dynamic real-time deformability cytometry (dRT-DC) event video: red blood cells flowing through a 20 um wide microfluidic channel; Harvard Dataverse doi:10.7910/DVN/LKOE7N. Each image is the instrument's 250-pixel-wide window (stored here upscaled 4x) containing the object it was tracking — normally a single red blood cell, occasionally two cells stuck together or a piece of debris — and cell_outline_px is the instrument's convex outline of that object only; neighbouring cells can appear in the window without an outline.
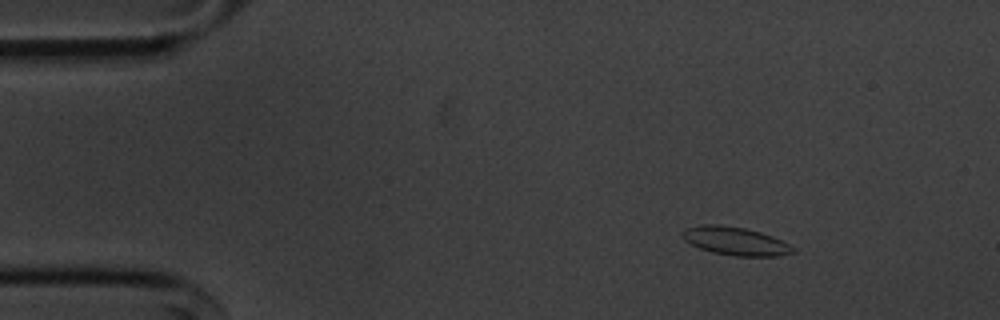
{"species": "common noctule bat (a hibernating species)", "species_latin": "Nyctalus noctula", "temperature_condition": "cold", "stored_images_in_passage": 49, "camera_frame_rate_fps": 3000, "um_per_image_px": 0.085, "animal": {"sex": "male", "body_mass_g": 20.1, "forearm_length_mm": 53.5}, "frame": {"image": 1, "passage_image": 1, "time_ms": 0.0, "image_size_px": [1000, 320], "cell_outline_px": [[796, 252], [780, 256], [732, 256], [712, 252], [700, 248], [684, 240], [680, 236], [680, 232], [684, 228], [700, 224], [716, 224], [744, 228], [760, 232], [772, 236], [796, 248]], "centroid_in_image_um": [62.47, 20.49], "position_along_channel_um": 22.5, "area_um2": 18.38}}
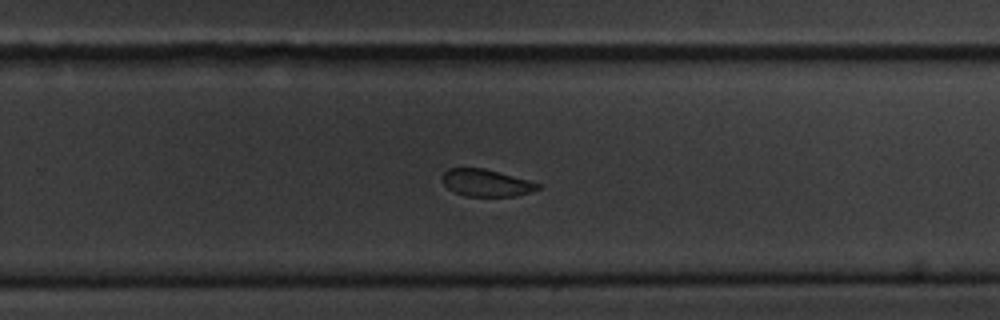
{"frame": {"image": 2, "passage_image": 29, "time_ms": 9.333, "image_size_px": [1000, 320], "cell_outline_px": [[540, 188], [516, 196], [464, 196], [448, 188], [440, 180], [440, 176], [448, 168], [484, 168], [528, 180], [540, 184]], "centroid_in_image_um": [41.27, 15.54], "position_along_channel_um": 288.5, "area_um2": 15.03}}
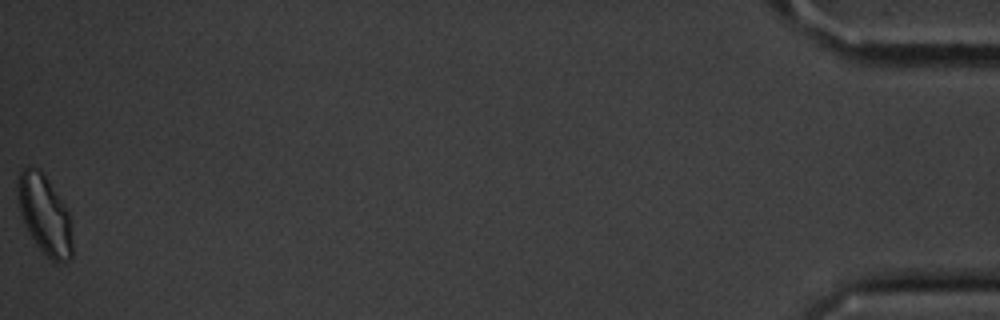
{"frame": {"image": 3, "passage_image": 49, "time_ms": 16.0, "image_size_px": [1000, 320], "cell_outline_px": [[72, 256], [68, 260], [52, 260], [36, 244], [28, 232], [24, 224], [20, 208], [20, 172], [28, 164], [40, 168], [68, 212], [72, 240]], "centroid_in_image_um": [3.81, 18.25], "position_along_channel_um": 431.4, "area_um2": 24.16}, "authors_computed_cell_mechanics": {"area_um2": 17.051, "velocity_mm_per_s": 3.6086, "shape_relaxation_time_tau1_ms": 4.2183, "shape_relaxation_time_tau2_ms": 2.7708, "deformation_change_tau1": 0.098, "deformation_change_tau2": 0.0629}}